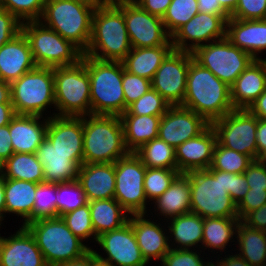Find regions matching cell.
Segmentation results:
<instances>
[{"label":"cell","mask_w":266,"mask_h":266,"mask_svg":"<svg viewBox=\"0 0 266 266\" xmlns=\"http://www.w3.org/2000/svg\"><path fill=\"white\" fill-rule=\"evenodd\" d=\"M249 189L244 173L235 174L234 203L236 205L245 197Z\"/></svg>","instance_id":"57"},{"label":"cell","mask_w":266,"mask_h":266,"mask_svg":"<svg viewBox=\"0 0 266 266\" xmlns=\"http://www.w3.org/2000/svg\"><path fill=\"white\" fill-rule=\"evenodd\" d=\"M193 58L229 87L254 60L226 37L198 47Z\"/></svg>","instance_id":"11"},{"label":"cell","mask_w":266,"mask_h":266,"mask_svg":"<svg viewBox=\"0 0 266 266\" xmlns=\"http://www.w3.org/2000/svg\"><path fill=\"white\" fill-rule=\"evenodd\" d=\"M131 49L123 12L111 0L95 9L91 39L83 54L102 61H122Z\"/></svg>","instance_id":"3"},{"label":"cell","mask_w":266,"mask_h":266,"mask_svg":"<svg viewBox=\"0 0 266 266\" xmlns=\"http://www.w3.org/2000/svg\"><path fill=\"white\" fill-rule=\"evenodd\" d=\"M21 25L14 15L0 7V47L21 32Z\"/></svg>","instance_id":"50"},{"label":"cell","mask_w":266,"mask_h":266,"mask_svg":"<svg viewBox=\"0 0 266 266\" xmlns=\"http://www.w3.org/2000/svg\"><path fill=\"white\" fill-rule=\"evenodd\" d=\"M129 153L120 116H83V164L115 163Z\"/></svg>","instance_id":"4"},{"label":"cell","mask_w":266,"mask_h":266,"mask_svg":"<svg viewBox=\"0 0 266 266\" xmlns=\"http://www.w3.org/2000/svg\"><path fill=\"white\" fill-rule=\"evenodd\" d=\"M21 31L29 42L36 66H70L82 59L83 52L77 46L39 20L23 22Z\"/></svg>","instance_id":"9"},{"label":"cell","mask_w":266,"mask_h":266,"mask_svg":"<svg viewBox=\"0 0 266 266\" xmlns=\"http://www.w3.org/2000/svg\"><path fill=\"white\" fill-rule=\"evenodd\" d=\"M239 0H218L219 4L221 7L229 14L231 15L238 4Z\"/></svg>","instance_id":"65"},{"label":"cell","mask_w":266,"mask_h":266,"mask_svg":"<svg viewBox=\"0 0 266 266\" xmlns=\"http://www.w3.org/2000/svg\"><path fill=\"white\" fill-rule=\"evenodd\" d=\"M47 0H0V7L8 10L21 23L40 20Z\"/></svg>","instance_id":"46"},{"label":"cell","mask_w":266,"mask_h":266,"mask_svg":"<svg viewBox=\"0 0 266 266\" xmlns=\"http://www.w3.org/2000/svg\"><path fill=\"white\" fill-rule=\"evenodd\" d=\"M14 153L11 144L9 124L0 127V165L4 163Z\"/></svg>","instance_id":"55"},{"label":"cell","mask_w":266,"mask_h":266,"mask_svg":"<svg viewBox=\"0 0 266 266\" xmlns=\"http://www.w3.org/2000/svg\"><path fill=\"white\" fill-rule=\"evenodd\" d=\"M81 60L89 74L91 114L121 116L125 112L122 62L97 60L84 54Z\"/></svg>","instance_id":"5"},{"label":"cell","mask_w":266,"mask_h":266,"mask_svg":"<svg viewBox=\"0 0 266 266\" xmlns=\"http://www.w3.org/2000/svg\"><path fill=\"white\" fill-rule=\"evenodd\" d=\"M210 124L193 110L182 105H171L162 115L158 138L177 148L188 139L202 133Z\"/></svg>","instance_id":"18"},{"label":"cell","mask_w":266,"mask_h":266,"mask_svg":"<svg viewBox=\"0 0 266 266\" xmlns=\"http://www.w3.org/2000/svg\"><path fill=\"white\" fill-rule=\"evenodd\" d=\"M56 191L57 184L46 181L38 183L32 209V222L57 218Z\"/></svg>","instance_id":"41"},{"label":"cell","mask_w":266,"mask_h":266,"mask_svg":"<svg viewBox=\"0 0 266 266\" xmlns=\"http://www.w3.org/2000/svg\"><path fill=\"white\" fill-rule=\"evenodd\" d=\"M75 1L83 3L91 8L97 9L105 6L110 0H75Z\"/></svg>","instance_id":"66"},{"label":"cell","mask_w":266,"mask_h":266,"mask_svg":"<svg viewBox=\"0 0 266 266\" xmlns=\"http://www.w3.org/2000/svg\"><path fill=\"white\" fill-rule=\"evenodd\" d=\"M94 10L75 0H47L39 21L84 53L91 39Z\"/></svg>","instance_id":"7"},{"label":"cell","mask_w":266,"mask_h":266,"mask_svg":"<svg viewBox=\"0 0 266 266\" xmlns=\"http://www.w3.org/2000/svg\"><path fill=\"white\" fill-rule=\"evenodd\" d=\"M77 181L88 202L114 198L115 163H89L79 168Z\"/></svg>","instance_id":"27"},{"label":"cell","mask_w":266,"mask_h":266,"mask_svg":"<svg viewBox=\"0 0 266 266\" xmlns=\"http://www.w3.org/2000/svg\"><path fill=\"white\" fill-rule=\"evenodd\" d=\"M111 1L123 12L132 48L173 46L162 18L151 15L136 2Z\"/></svg>","instance_id":"14"},{"label":"cell","mask_w":266,"mask_h":266,"mask_svg":"<svg viewBox=\"0 0 266 266\" xmlns=\"http://www.w3.org/2000/svg\"><path fill=\"white\" fill-rule=\"evenodd\" d=\"M226 22L220 14L198 12L171 35L173 48L193 53L200 46L221 40L226 37Z\"/></svg>","instance_id":"15"},{"label":"cell","mask_w":266,"mask_h":266,"mask_svg":"<svg viewBox=\"0 0 266 266\" xmlns=\"http://www.w3.org/2000/svg\"><path fill=\"white\" fill-rule=\"evenodd\" d=\"M146 166L130 152L115 162L114 198L131 214L147 213V198L144 192Z\"/></svg>","instance_id":"12"},{"label":"cell","mask_w":266,"mask_h":266,"mask_svg":"<svg viewBox=\"0 0 266 266\" xmlns=\"http://www.w3.org/2000/svg\"><path fill=\"white\" fill-rule=\"evenodd\" d=\"M90 266H112L107 261L100 259L93 251L90 250Z\"/></svg>","instance_id":"67"},{"label":"cell","mask_w":266,"mask_h":266,"mask_svg":"<svg viewBox=\"0 0 266 266\" xmlns=\"http://www.w3.org/2000/svg\"><path fill=\"white\" fill-rule=\"evenodd\" d=\"M35 67L29 42L22 31L0 47V80L11 83Z\"/></svg>","instance_id":"24"},{"label":"cell","mask_w":266,"mask_h":266,"mask_svg":"<svg viewBox=\"0 0 266 266\" xmlns=\"http://www.w3.org/2000/svg\"><path fill=\"white\" fill-rule=\"evenodd\" d=\"M53 116L82 117L91 114L90 80L85 63L54 68Z\"/></svg>","instance_id":"8"},{"label":"cell","mask_w":266,"mask_h":266,"mask_svg":"<svg viewBox=\"0 0 266 266\" xmlns=\"http://www.w3.org/2000/svg\"><path fill=\"white\" fill-rule=\"evenodd\" d=\"M201 252L199 249H170L163 257L161 266H212V260L208 258L204 261Z\"/></svg>","instance_id":"47"},{"label":"cell","mask_w":266,"mask_h":266,"mask_svg":"<svg viewBox=\"0 0 266 266\" xmlns=\"http://www.w3.org/2000/svg\"><path fill=\"white\" fill-rule=\"evenodd\" d=\"M46 138L61 153L83 154V116L49 117Z\"/></svg>","instance_id":"28"},{"label":"cell","mask_w":266,"mask_h":266,"mask_svg":"<svg viewBox=\"0 0 266 266\" xmlns=\"http://www.w3.org/2000/svg\"><path fill=\"white\" fill-rule=\"evenodd\" d=\"M230 18L264 20L266 19V0H239Z\"/></svg>","instance_id":"49"},{"label":"cell","mask_w":266,"mask_h":266,"mask_svg":"<svg viewBox=\"0 0 266 266\" xmlns=\"http://www.w3.org/2000/svg\"><path fill=\"white\" fill-rule=\"evenodd\" d=\"M239 222V218H204L201 249L204 247L205 250L208 248V251L213 249L210 252L219 250L223 253L228 244L236 242L234 237Z\"/></svg>","instance_id":"37"},{"label":"cell","mask_w":266,"mask_h":266,"mask_svg":"<svg viewBox=\"0 0 266 266\" xmlns=\"http://www.w3.org/2000/svg\"><path fill=\"white\" fill-rule=\"evenodd\" d=\"M88 204L84 191L77 180L57 184V217Z\"/></svg>","instance_id":"42"},{"label":"cell","mask_w":266,"mask_h":266,"mask_svg":"<svg viewBox=\"0 0 266 266\" xmlns=\"http://www.w3.org/2000/svg\"><path fill=\"white\" fill-rule=\"evenodd\" d=\"M173 46L132 48L121 61L125 71L151 80Z\"/></svg>","instance_id":"32"},{"label":"cell","mask_w":266,"mask_h":266,"mask_svg":"<svg viewBox=\"0 0 266 266\" xmlns=\"http://www.w3.org/2000/svg\"><path fill=\"white\" fill-rule=\"evenodd\" d=\"M11 103L16 115L43 116L54 107V68L36 66L11 83Z\"/></svg>","instance_id":"10"},{"label":"cell","mask_w":266,"mask_h":266,"mask_svg":"<svg viewBox=\"0 0 266 266\" xmlns=\"http://www.w3.org/2000/svg\"><path fill=\"white\" fill-rule=\"evenodd\" d=\"M25 227L34 237L48 266L77 260L92 249L72 233L61 217L36 220Z\"/></svg>","instance_id":"6"},{"label":"cell","mask_w":266,"mask_h":266,"mask_svg":"<svg viewBox=\"0 0 266 266\" xmlns=\"http://www.w3.org/2000/svg\"><path fill=\"white\" fill-rule=\"evenodd\" d=\"M181 105L202 116L209 124L234 110L230 87L194 58L189 64Z\"/></svg>","instance_id":"2"},{"label":"cell","mask_w":266,"mask_h":266,"mask_svg":"<svg viewBox=\"0 0 266 266\" xmlns=\"http://www.w3.org/2000/svg\"><path fill=\"white\" fill-rule=\"evenodd\" d=\"M15 115L9 123L14 153H36L46 138L49 115ZM42 119V121H41Z\"/></svg>","instance_id":"26"},{"label":"cell","mask_w":266,"mask_h":266,"mask_svg":"<svg viewBox=\"0 0 266 266\" xmlns=\"http://www.w3.org/2000/svg\"><path fill=\"white\" fill-rule=\"evenodd\" d=\"M179 174L177 169L146 167L143 186L148 203L160 197Z\"/></svg>","instance_id":"43"},{"label":"cell","mask_w":266,"mask_h":266,"mask_svg":"<svg viewBox=\"0 0 266 266\" xmlns=\"http://www.w3.org/2000/svg\"><path fill=\"white\" fill-rule=\"evenodd\" d=\"M256 161L266 166V148H264L257 156Z\"/></svg>","instance_id":"68"},{"label":"cell","mask_w":266,"mask_h":266,"mask_svg":"<svg viewBox=\"0 0 266 266\" xmlns=\"http://www.w3.org/2000/svg\"><path fill=\"white\" fill-rule=\"evenodd\" d=\"M256 142L259 154L266 148V119L257 118Z\"/></svg>","instance_id":"60"},{"label":"cell","mask_w":266,"mask_h":266,"mask_svg":"<svg viewBox=\"0 0 266 266\" xmlns=\"http://www.w3.org/2000/svg\"><path fill=\"white\" fill-rule=\"evenodd\" d=\"M35 154L43 166L44 181L60 184L77 180L79 168L83 164V154L61 153L47 138Z\"/></svg>","instance_id":"20"},{"label":"cell","mask_w":266,"mask_h":266,"mask_svg":"<svg viewBox=\"0 0 266 266\" xmlns=\"http://www.w3.org/2000/svg\"><path fill=\"white\" fill-rule=\"evenodd\" d=\"M134 153L148 168L177 169L175 148L160 138L143 144Z\"/></svg>","instance_id":"38"},{"label":"cell","mask_w":266,"mask_h":266,"mask_svg":"<svg viewBox=\"0 0 266 266\" xmlns=\"http://www.w3.org/2000/svg\"><path fill=\"white\" fill-rule=\"evenodd\" d=\"M210 125L220 145L248 155L253 161L256 160L258 156L257 117L247 109H234Z\"/></svg>","instance_id":"13"},{"label":"cell","mask_w":266,"mask_h":266,"mask_svg":"<svg viewBox=\"0 0 266 266\" xmlns=\"http://www.w3.org/2000/svg\"><path fill=\"white\" fill-rule=\"evenodd\" d=\"M154 211L170 220L179 215L190 212L191 210V190L188 177L184 173H180L169 188L158 197L153 203Z\"/></svg>","instance_id":"29"},{"label":"cell","mask_w":266,"mask_h":266,"mask_svg":"<svg viewBox=\"0 0 266 266\" xmlns=\"http://www.w3.org/2000/svg\"><path fill=\"white\" fill-rule=\"evenodd\" d=\"M237 253L251 266H265L266 263V232L249 228L242 221L237 225Z\"/></svg>","instance_id":"35"},{"label":"cell","mask_w":266,"mask_h":266,"mask_svg":"<svg viewBox=\"0 0 266 266\" xmlns=\"http://www.w3.org/2000/svg\"><path fill=\"white\" fill-rule=\"evenodd\" d=\"M0 103H11V84L0 80Z\"/></svg>","instance_id":"62"},{"label":"cell","mask_w":266,"mask_h":266,"mask_svg":"<svg viewBox=\"0 0 266 266\" xmlns=\"http://www.w3.org/2000/svg\"><path fill=\"white\" fill-rule=\"evenodd\" d=\"M168 221H166L168 223L166 228H168V233L171 234H168L169 239L171 236L169 240L171 249H192V247L195 249L198 246H200L198 249L201 248L204 225L203 217L193 212H188L171 218ZM200 243L201 245H199Z\"/></svg>","instance_id":"30"},{"label":"cell","mask_w":266,"mask_h":266,"mask_svg":"<svg viewBox=\"0 0 266 266\" xmlns=\"http://www.w3.org/2000/svg\"><path fill=\"white\" fill-rule=\"evenodd\" d=\"M34 182L17 179H4L5 194V214H16L22 217L23 224L26 226L32 222V209L36 186Z\"/></svg>","instance_id":"31"},{"label":"cell","mask_w":266,"mask_h":266,"mask_svg":"<svg viewBox=\"0 0 266 266\" xmlns=\"http://www.w3.org/2000/svg\"><path fill=\"white\" fill-rule=\"evenodd\" d=\"M161 117L152 115H121L126 148L130 152H135L143 144L158 138Z\"/></svg>","instance_id":"34"},{"label":"cell","mask_w":266,"mask_h":266,"mask_svg":"<svg viewBox=\"0 0 266 266\" xmlns=\"http://www.w3.org/2000/svg\"><path fill=\"white\" fill-rule=\"evenodd\" d=\"M266 203V190L249 189L245 197L237 205V214L242 221L250 212Z\"/></svg>","instance_id":"51"},{"label":"cell","mask_w":266,"mask_h":266,"mask_svg":"<svg viewBox=\"0 0 266 266\" xmlns=\"http://www.w3.org/2000/svg\"><path fill=\"white\" fill-rule=\"evenodd\" d=\"M15 115L12 103H0V127L8 125Z\"/></svg>","instance_id":"61"},{"label":"cell","mask_w":266,"mask_h":266,"mask_svg":"<svg viewBox=\"0 0 266 266\" xmlns=\"http://www.w3.org/2000/svg\"><path fill=\"white\" fill-rule=\"evenodd\" d=\"M96 242L107 256L103 257L99 252L93 250L94 253L112 266L148 265L141 254L129 222L119 229L102 233Z\"/></svg>","instance_id":"17"},{"label":"cell","mask_w":266,"mask_h":266,"mask_svg":"<svg viewBox=\"0 0 266 266\" xmlns=\"http://www.w3.org/2000/svg\"><path fill=\"white\" fill-rule=\"evenodd\" d=\"M193 54L173 49L155 72L151 81L170 105H181L185 98L187 73Z\"/></svg>","instance_id":"16"},{"label":"cell","mask_w":266,"mask_h":266,"mask_svg":"<svg viewBox=\"0 0 266 266\" xmlns=\"http://www.w3.org/2000/svg\"><path fill=\"white\" fill-rule=\"evenodd\" d=\"M136 2L143 10L151 15L162 18L172 0H125Z\"/></svg>","instance_id":"53"},{"label":"cell","mask_w":266,"mask_h":266,"mask_svg":"<svg viewBox=\"0 0 266 266\" xmlns=\"http://www.w3.org/2000/svg\"><path fill=\"white\" fill-rule=\"evenodd\" d=\"M226 38L254 60L266 52V19L242 20L229 18L226 22Z\"/></svg>","instance_id":"23"},{"label":"cell","mask_w":266,"mask_h":266,"mask_svg":"<svg viewBox=\"0 0 266 266\" xmlns=\"http://www.w3.org/2000/svg\"><path fill=\"white\" fill-rule=\"evenodd\" d=\"M248 186L253 190H266V166L254 160L244 171Z\"/></svg>","instance_id":"52"},{"label":"cell","mask_w":266,"mask_h":266,"mask_svg":"<svg viewBox=\"0 0 266 266\" xmlns=\"http://www.w3.org/2000/svg\"><path fill=\"white\" fill-rule=\"evenodd\" d=\"M95 235L121 228L129 221L130 214L115 198L88 202Z\"/></svg>","instance_id":"33"},{"label":"cell","mask_w":266,"mask_h":266,"mask_svg":"<svg viewBox=\"0 0 266 266\" xmlns=\"http://www.w3.org/2000/svg\"><path fill=\"white\" fill-rule=\"evenodd\" d=\"M4 179L40 183L44 181L43 166L35 153H13L1 164Z\"/></svg>","instance_id":"36"},{"label":"cell","mask_w":266,"mask_h":266,"mask_svg":"<svg viewBox=\"0 0 266 266\" xmlns=\"http://www.w3.org/2000/svg\"><path fill=\"white\" fill-rule=\"evenodd\" d=\"M190 183L191 210L203 218H238L235 174L209 167L184 173Z\"/></svg>","instance_id":"1"},{"label":"cell","mask_w":266,"mask_h":266,"mask_svg":"<svg viewBox=\"0 0 266 266\" xmlns=\"http://www.w3.org/2000/svg\"><path fill=\"white\" fill-rule=\"evenodd\" d=\"M59 266H90V251L77 260L62 263Z\"/></svg>","instance_id":"64"},{"label":"cell","mask_w":266,"mask_h":266,"mask_svg":"<svg viewBox=\"0 0 266 266\" xmlns=\"http://www.w3.org/2000/svg\"><path fill=\"white\" fill-rule=\"evenodd\" d=\"M247 110L258 119H266V89Z\"/></svg>","instance_id":"59"},{"label":"cell","mask_w":266,"mask_h":266,"mask_svg":"<svg viewBox=\"0 0 266 266\" xmlns=\"http://www.w3.org/2000/svg\"><path fill=\"white\" fill-rule=\"evenodd\" d=\"M198 12L197 0H172L162 17L166 32L171 36Z\"/></svg>","instance_id":"40"},{"label":"cell","mask_w":266,"mask_h":266,"mask_svg":"<svg viewBox=\"0 0 266 266\" xmlns=\"http://www.w3.org/2000/svg\"><path fill=\"white\" fill-rule=\"evenodd\" d=\"M252 162L248 155L228 149L217 142L210 167L228 173L243 174Z\"/></svg>","instance_id":"39"},{"label":"cell","mask_w":266,"mask_h":266,"mask_svg":"<svg viewBox=\"0 0 266 266\" xmlns=\"http://www.w3.org/2000/svg\"><path fill=\"white\" fill-rule=\"evenodd\" d=\"M0 266H48L29 230L21 226L0 238Z\"/></svg>","instance_id":"19"},{"label":"cell","mask_w":266,"mask_h":266,"mask_svg":"<svg viewBox=\"0 0 266 266\" xmlns=\"http://www.w3.org/2000/svg\"><path fill=\"white\" fill-rule=\"evenodd\" d=\"M265 89L266 61L253 60L230 86V99L234 109H248Z\"/></svg>","instance_id":"25"},{"label":"cell","mask_w":266,"mask_h":266,"mask_svg":"<svg viewBox=\"0 0 266 266\" xmlns=\"http://www.w3.org/2000/svg\"><path fill=\"white\" fill-rule=\"evenodd\" d=\"M5 194H4V177L0 175V222L5 219Z\"/></svg>","instance_id":"63"},{"label":"cell","mask_w":266,"mask_h":266,"mask_svg":"<svg viewBox=\"0 0 266 266\" xmlns=\"http://www.w3.org/2000/svg\"><path fill=\"white\" fill-rule=\"evenodd\" d=\"M167 102L156 90L150 88L139 99L130 104L122 115H152L162 116L170 108Z\"/></svg>","instance_id":"44"},{"label":"cell","mask_w":266,"mask_h":266,"mask_svg":"<svg viewBox=\"0 0 266 266\" xmlns=\"http://www.w3.org/2000/svg\"><path fill=\"white\" fill-rule=\"evenodd\" d=\"M122 88L125 98V111L128 106L139 99L150 88H152L151 80L137 76L136 74L123 71Z\"/></svg>","instance_id":"48"},{"label":"cell","mask_w":266,"mask_h":266,"mask_svg":"<svg viewBox=\"0 0 266 266\" xmlns=\"http://www.w3.org/2000/svg\"><path fill=\"white\" fill-rule=\"evenodd\" d=\"M149 214H131L129 223L132 226L136 241L145 261L151 259L162 261L163 257L170 251L168 229L147 219Z\"/></svg>","instance_id":"21"},{"label":"cell","mask_w":266,"mask_h":266,"mask_svg":"<svg viewBox=\"0 0 266 266\" xmlns=\"http://www.w3.org/2000/svg\"><path fill=\"white\" fill-rule=\"evenodd\" d=\"M61 218L80 240L84 242L87 239L93 238V242L95 240L96 243L98 237L95 235L92 225L89 203L62 215Z\"/></svg>","instance_id":"45"},{"label":"cell","mask_w":266,"mask_h":266,"mask_svg":"<svg viewBox=\"0 0 266 266\" xmlns=\"http://www.w3.org/2000/svg\"><path fill=\"white\" fill-rule=\"evenodd\" d=\"M199 12L220 14L226 20L230 18V15L221 7L218 0H197Z\"/></svg>","instance_id":"56"},{"label":"cell","mask_w":266,"mask_h":266,"mask_svg":"<svg viewBox=\"0 0 266 266\" xmlns=\"http://www.w3.org/2000/svg\"><path fill=\"white\" fill-rule=\"evenodd\" d=\"M242 222L249 228L266 232V203L250 212Z\"/></svg>","instance_id":"54"},{"label":"cell","mask_w":266,"mask_h":266,"mask_svg":"<svg viewBox=\"0 0 266 266\" xmlns=\"http://www.w3.org/2000/svg\"><path fill=\"white\" fill-rule=\"evenodd\" d=\"M232 255H225V258H221L219 257L220 255H218V260H212V266H251L245 259H243L239 254H235L233 255V253H231ZM219 258H221L219 260Z\"/></svg>","instance_id":"58"},{"label":"cell","mask_w":266,"mask_h":266,"mask_svg":"<svg viewBox=\"0 0 266 266\" xmlns=\"http://www.w3.org/2000/svg\"><path fill=\"white\" fill-rule=\"evenodd\" d=\"M216 143V133L213 127L209 125L198 136L179 145L175 148L177 170L180 173H187L208 169L212 163Z\"/></svg>","instance_id":"22"}]
</instances>
